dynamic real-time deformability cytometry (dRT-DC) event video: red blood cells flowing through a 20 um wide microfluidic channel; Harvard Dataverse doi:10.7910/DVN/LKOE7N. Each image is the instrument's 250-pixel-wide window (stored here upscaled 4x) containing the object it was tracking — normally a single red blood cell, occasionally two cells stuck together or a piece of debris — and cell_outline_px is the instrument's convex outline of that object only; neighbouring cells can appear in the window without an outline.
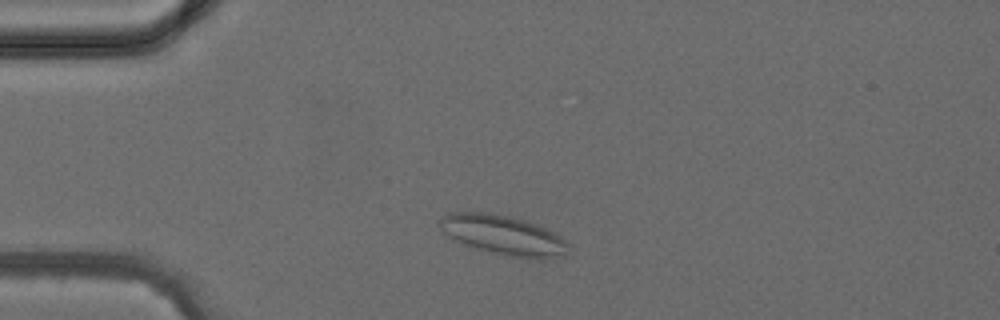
{"species": "common noctule bat (a hibernating species)", "species_latin": "Nyctalus noctula", "temperature_condition": "cold", "stored_images_in_passage": 3, "camera_frame_rate_fps": 3000, "um_per_image_px": 0.085, "animal": {"sex": "female", "body_mass_g": 24.6, "forearm_length_mm": 56.2}, "frame": {"image": 1, "passage_image": 2, "time_ms": 1.0, "image_size_px": [1000, 320], "cell_outline_px": [[572, 244], [564, 252], [540, 260], [508, 256], [488, 252], [476, 248], [456, 240], [444, 232], [436, 224], [448, 212], [488, 212], [508, 216], [524, 220], [536, 224], [560, 236]], "centroid_in_image_um": [42.75, 19.97], "position_along_channel_um": 42.2, "area_um2": 29.42}}